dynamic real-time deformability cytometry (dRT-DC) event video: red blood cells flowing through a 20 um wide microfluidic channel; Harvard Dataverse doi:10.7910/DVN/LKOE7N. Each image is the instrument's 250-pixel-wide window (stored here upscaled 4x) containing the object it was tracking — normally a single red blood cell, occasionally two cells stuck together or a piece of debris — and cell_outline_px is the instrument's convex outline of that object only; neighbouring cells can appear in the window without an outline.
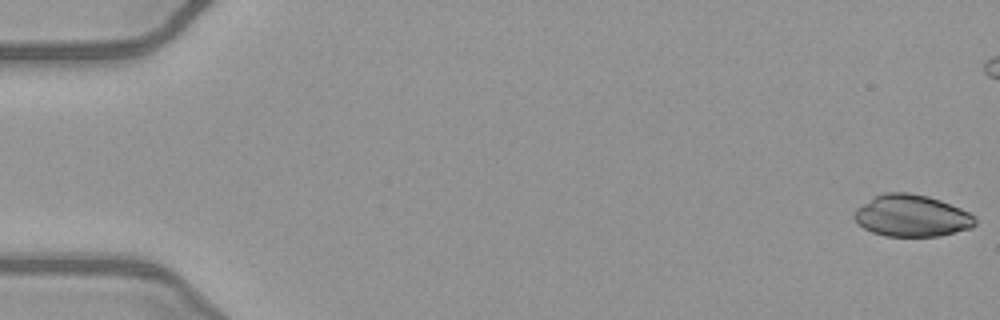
{"species": "common noctule bat (a hibernating species)", "species_latin": "Nyctalus noctula", "temperature_condition": "warm", "stored_images_in_passage": 45, "camera_frame_rate_fps": 3000, "um_per_image_px": 0.085, "animal": {"sex": "female", "body_mass_g": 21.9}, "frame": {"image": 1, "passage_image": 1, "time_ms": 0.0, "image_size_px": [1000, 320], "cell_outline_px": [[976, 224], [972, 228], [940, 236], [884, 236], [872, 232], [864, 228], [852, 216], [856, 208], [876, 196], [884, 192], [908, 192], [928, 196], [940, 200], [960, 208], [976, 216]], "centroid_in_image_um": [77.51, 18.34], "position_along_channel_um": 7.5, "area_um2": 29.48}}
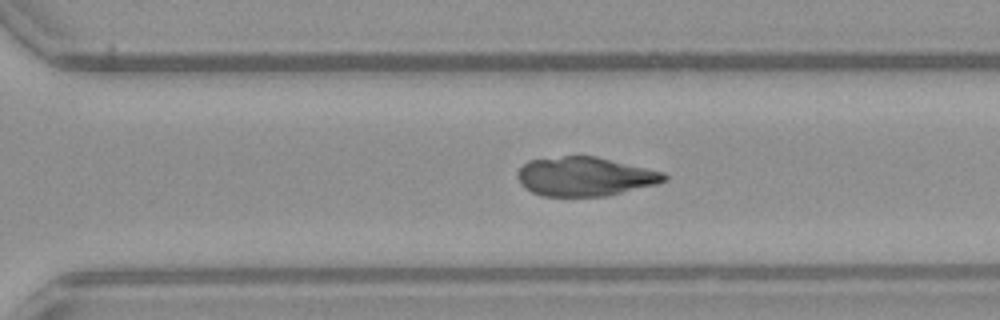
{"frame": {"image": 2, "passage_image": 36, "time_ms": 11.667, "image_size_px": [1000, 320], "cell_outline_px": [[668, 180], [656, 184], [608, 196], [544, 196], [532, 192], [524, 188], [520, 184], [520, 168], [528, 160], [564, 156], [596, 156], [664, 172], [668, 176]], "centroid_in_image_um": [49.75, 15.01], "position_along_channel_um": 320.8, "area_um2": 33.23}}
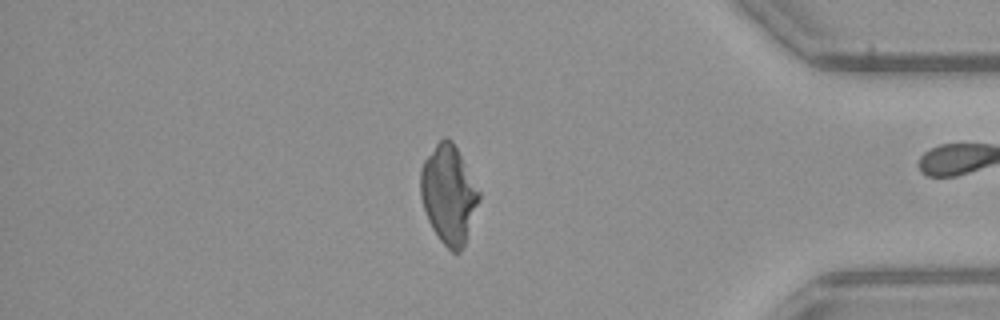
{"frame": {"image": 3, "passage_image": 44, "time_ms": 14.333, "image_size_px": [1000, 320], "cell_outline_px": [[480, 200], [464, 244], [460, 252], [452, 252], [440, 240], [432, 228], [428, 220], [420, 196], [420, 168], [424, 160], [436, 144], [444, 136], [448, 136], [452, 140], [480, 192]], "centroid_in_image_um": [38.12, 16.51], "position_along_channel_um": 397.1, "area_um2": 33.23}}